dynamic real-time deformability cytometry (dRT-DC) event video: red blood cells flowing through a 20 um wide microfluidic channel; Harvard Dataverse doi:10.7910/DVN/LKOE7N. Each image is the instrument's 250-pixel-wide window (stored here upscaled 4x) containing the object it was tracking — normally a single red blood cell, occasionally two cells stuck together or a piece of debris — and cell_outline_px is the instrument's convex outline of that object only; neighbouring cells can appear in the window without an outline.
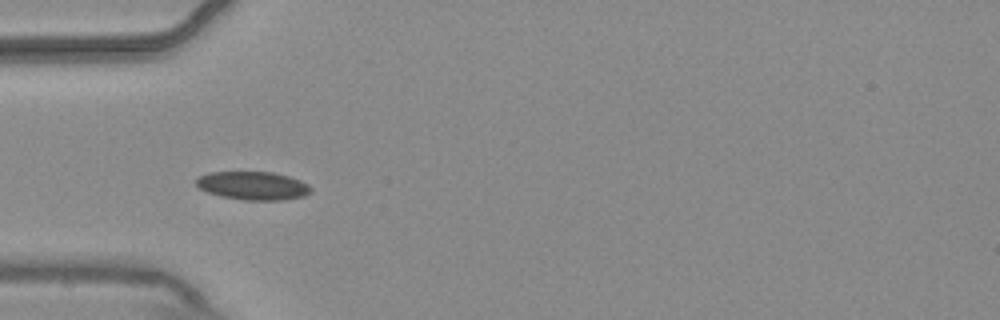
{"species": "common noctule bat (a hibernating species)", "species_latin": "Nyctalus noctula", "temperature_condition": "warm", "stored_images_in_passage": 2, "camera_frame_rate_fps": 3000, "um_per_image_px": 0.085, "animal": {"sex": "male", "body_mass_g": 20.4}, "frame": {"image": 1, "passage_image": 1, "time_ms": 0.0, "image_size_px": [1000, 320], "cell_outline_px": [[312, 192], [304, 196], [284, 200], [244, 200], [220, 196], [208, 192], [200, 188], [196, 184], [196, 180], [200, 176], [208, 172], [272, 172], [288, 176], [300, 180], [308, 184], [312, 188]], "centroid_in_image_um": [21.53, 15.79], "position_along_channel_um": 63.5, "area_um2": 18.96}}